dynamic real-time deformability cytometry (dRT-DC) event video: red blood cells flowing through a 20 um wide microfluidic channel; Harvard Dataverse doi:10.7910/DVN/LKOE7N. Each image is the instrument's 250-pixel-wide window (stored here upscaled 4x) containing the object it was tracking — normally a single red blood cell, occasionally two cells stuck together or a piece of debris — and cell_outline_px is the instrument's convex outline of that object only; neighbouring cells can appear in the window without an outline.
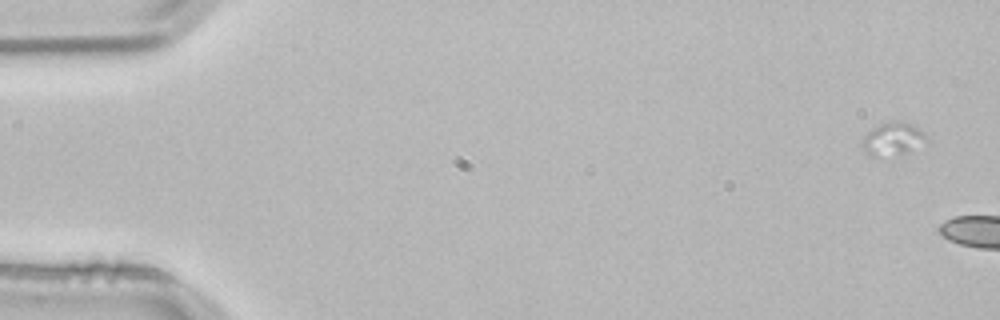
{"species": "common noctule bat (a hibernating species)", "species_latin": "Nyctalus noctula", "temperature_condition": "room temperature", "stored_images_in_passage": 4, "camera_frame_rate_fps": 3000, "um_per_image_px": 0.085, "animal": {"sex": "male", "body_mass_g": 21.5, "forearm_length_mm": 52.0}, "frame": {"image": 1, "passage_image": 1, "time_ms": 0.0, "image_size_px": [1000, 320], "cell_outline_px": [[928, 140], [908, 152], [900, 156], [872, 156], [864, 152], [860, 144], [864, 136], [876, 124], [884, 120], [904, 120], [920, 128], [924, 132]], "centroid_in_image_um": [75.87, 11.78], "position_along_channel_um": 9.1, "area_um2": 13.01}}